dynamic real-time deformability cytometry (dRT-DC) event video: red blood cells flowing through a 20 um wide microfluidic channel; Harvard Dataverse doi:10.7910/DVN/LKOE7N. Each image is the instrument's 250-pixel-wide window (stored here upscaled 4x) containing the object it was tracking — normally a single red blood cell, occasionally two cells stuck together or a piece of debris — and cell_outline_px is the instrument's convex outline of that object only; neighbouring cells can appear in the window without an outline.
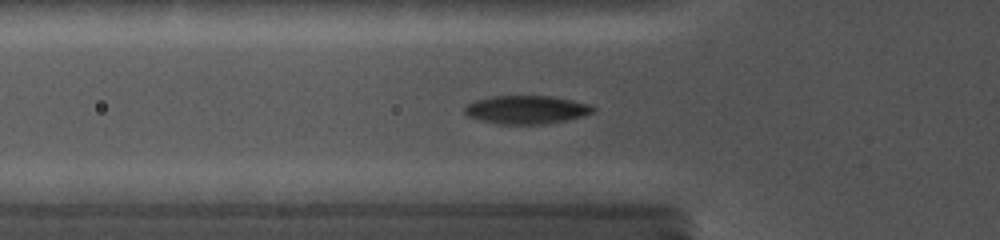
{"species": "common noctule bat (a hibernating species)", "species_latin": "Nyctalus noctula", "temperature_condition": "cold", "stored_images_in_passage": 29, "camera_frame_rate_fps": 5000, "um_per_image_px": 0.085, "animal": {"sex": "female", "body_mass_g": 19.0, "forearm_length_mm": 56.7}, "frame": {"image": 1, "passage_image": 11, "time_ms": 5.6, "image_size_px": [1000, 240], "cell_outline_px": [[596, 108], [592, 112], [584, 116], [548, 124], [496, 124], [480, 120], [468, 116], [464, 112], [464, 108], [468, 104], [476, 100], [492, 96], [548, 96], [572, 100], [588, 104]], "centroid_in_image_um": [44.74, 9.33], "position_along_channel_um": 81.1, "area_um2": 21.15}}
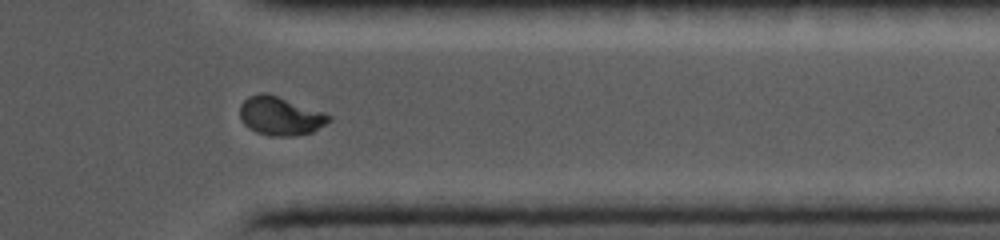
{"frame": {"image": 2, "passage_image": 25, "time_ms": 13.4, "image_size_px": [1000, 240], "cell_outline_px": [[332, 120], [312, 132], [296, 136], [272, 136], [256, 132], [248, 128], [240, 120], [240, 104], [248, 96], [260, 92], [264, 92], [324, 112], [332, 116]], "centroid_in_image_um": [23.81, 9.87], "position_along_channel_um": 387.6, "area_um2": 20.06}}
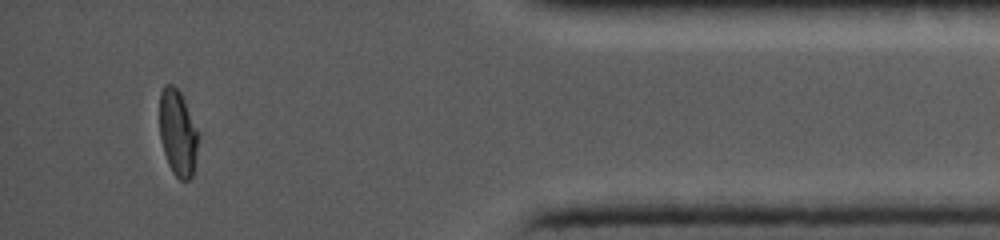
{"frame": {"image": 3, "passage_image": 28, "time_ms": 15.0, "image_size_px": [1000, 240], "cell_outline_px": [[200, 136], [192, 176], [188, 180], [180, 180], [172, 172], [168, 164], [164, 152], [160, 136], [160, 92], [164, 84], [172, 84], [180, 92], [184, 100]], "centroid_in_image_um": [15.11, 11.3], "position_along_channel_um": 420.1, "area_um2": 19.42}, "authors_computed_cell_mechanics": {"area_um2": 20.1722, "velocity_mm_per_s": 3.9035, "shape_relaxation_time_tau1_ms": 7.124, "shape_relaxation_time_tau2_ms": null, "deformation_change_tau1": 0.2103, "deformation_change_tau2": null}}